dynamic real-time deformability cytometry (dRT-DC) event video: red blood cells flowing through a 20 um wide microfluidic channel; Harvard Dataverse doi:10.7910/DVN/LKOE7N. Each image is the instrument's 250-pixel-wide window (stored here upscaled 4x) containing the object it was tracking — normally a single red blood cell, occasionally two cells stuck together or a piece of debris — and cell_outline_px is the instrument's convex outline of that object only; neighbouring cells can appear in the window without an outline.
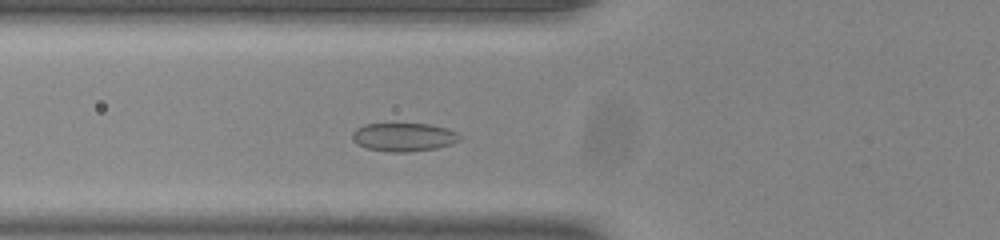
{"species": "common noctule bat (a hibernating species)", "species_latin": "Nyctalus noctula", "temperature_condition": "room temperature", "stored_images_in_passage": 46, "camera_frame_rate_fps": 3000, "um_per_image_px": 0.085, "animal": {"sex": "male", "body_mass_g": 20.0, "forearm_length_mm": 53.3}, "frame": {"image": 1, "passage_image": 12, "time_ms": 3.667, "image_size_px": [1000, 240], "cell_outline_px": [[460, 140], [452, 144], [436, 148], [408, 152], [392, 152], [368, 148], [356, 144], [352, 140], [352, 132], [356, 128], [364, 124], [428, 124], [448, 128], [456, 132], [460, 136]], "centroid_in_image_um": [34.31, 11.65], "position_along_channel_um": 91.5, "area_um2": 17.8}}
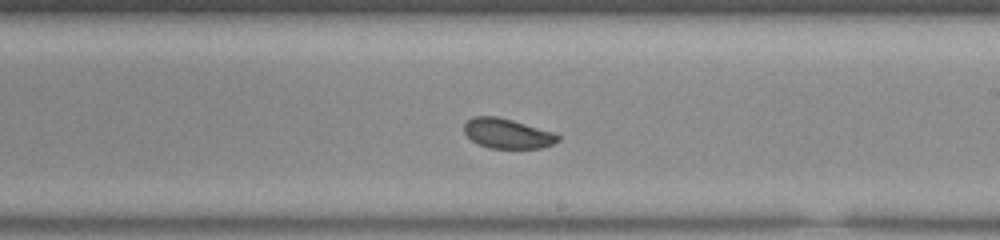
{"frame": {"image": 2, "passage_image": 24, "time_ms": 7.667, "image_size_px": [1000, 240], "cell_outline_px": [[560, 140], [552, 144], [540, 148], [488, 148], [476, 144], [464, 132], [464, 124], [472, 116], [496, 116], [512, 120], [556, 132], [560, 136]], "centroid_in_image_um": [43.13, 11.35], "position_along_channel_um": 245.9, "area_um2": 16.47}}
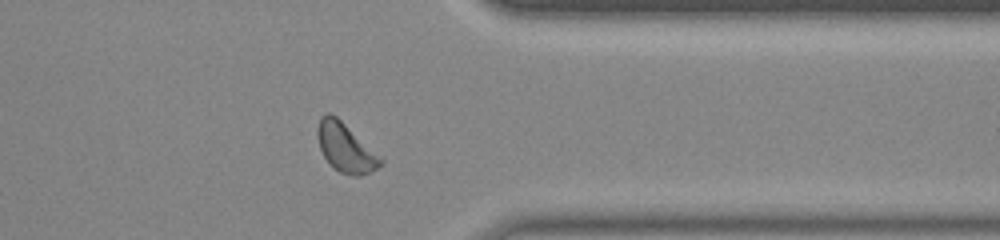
{"frame": {"image": 3, "passage_image": 35, "time_ms": 11.333, "image_size_px": [1000, 240], "cell_outline_px": [[384, 164], [372, 172], [360, 176], [352, 176], [340, 172], [324, 156], [320, 148], [316, 136], [316, 132], [320, 116], [328, 112], [336, 116], [380, 156], [384, 160]], "centroid_in_image_um": [29.38, 12.56], "position_along_channel_um": 382.0, "area_um2": 17.8}, "authors_computed_cell_mechanics": {"area_um2": 17.4845, "velocity_mm_per_s": 3.8663, "shape_relaxation_time_tau1_ms": 2.5158, "shape_relaxation_time_tau2_ms": 6.1678, "deformation_change_tau1": 0.0527, "deformation_change_tau2": 0.1068}}